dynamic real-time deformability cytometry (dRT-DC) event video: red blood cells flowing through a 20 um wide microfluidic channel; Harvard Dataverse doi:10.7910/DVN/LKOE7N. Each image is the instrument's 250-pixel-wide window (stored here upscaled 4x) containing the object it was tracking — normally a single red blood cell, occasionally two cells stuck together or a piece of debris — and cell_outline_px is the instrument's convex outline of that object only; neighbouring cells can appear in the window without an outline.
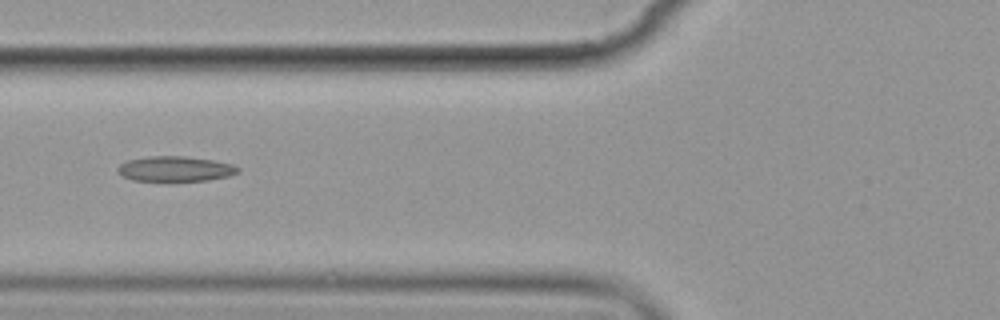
{"species": "common noctule bat (a hibernating species)", "species_latin": "Nyctalus noctula", "temperature_condition": "cold", "stored_images_in_passage": 7, "camera_frame_rate_fps": 3000, "um_per_image_px": 0.085, "animal": {"sex": "female", "body_mass_g": 19.9}, "frame": {"image": 1, "passage_image": 6, "time_ms": 5.667, "image_size_px": [1000, 320], "cell_outline_px": [[240, 172], [228, 176], [208, 180], [132, 180], [120, 176], [116, 172], [116, 168], [120, 164], [128, 160], [152, 156], [184, 156], [212, 160], [232, 164], [240, 168]], "centroid_in_image_um": [14.87, 14.35], "position_along_channel_um": 110.9, "area_um2": 17.51}}
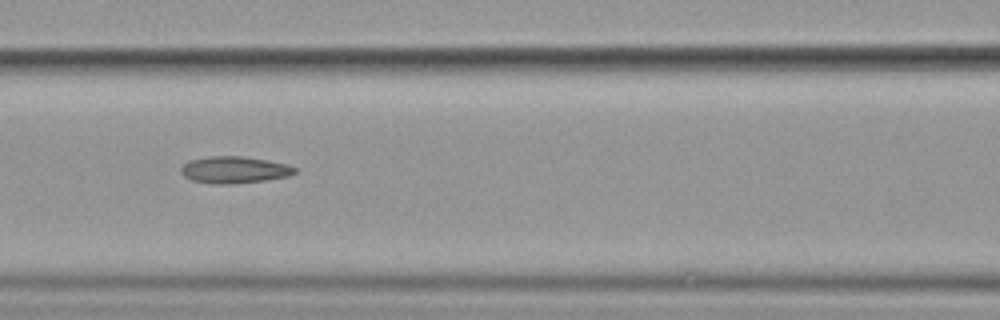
{"frame": {"image": 2, "passage_image": 7, "time_ms": 6.667, "image_size_px": [1000, 320], "cell_outline_px": [[296, 172], [288, 176], [264, 180], [232, 184], [212, 184], [192, 180], [184, 176], [180, 172], [180, 168], [188, 160], [208, 156], [240, 156], [268, 160], [288, 164], [296, 168]], "centroid_in_image_um": [19.89, 14.43], "position_along_channel_um": 146.7, "area_um2": 17.86}}